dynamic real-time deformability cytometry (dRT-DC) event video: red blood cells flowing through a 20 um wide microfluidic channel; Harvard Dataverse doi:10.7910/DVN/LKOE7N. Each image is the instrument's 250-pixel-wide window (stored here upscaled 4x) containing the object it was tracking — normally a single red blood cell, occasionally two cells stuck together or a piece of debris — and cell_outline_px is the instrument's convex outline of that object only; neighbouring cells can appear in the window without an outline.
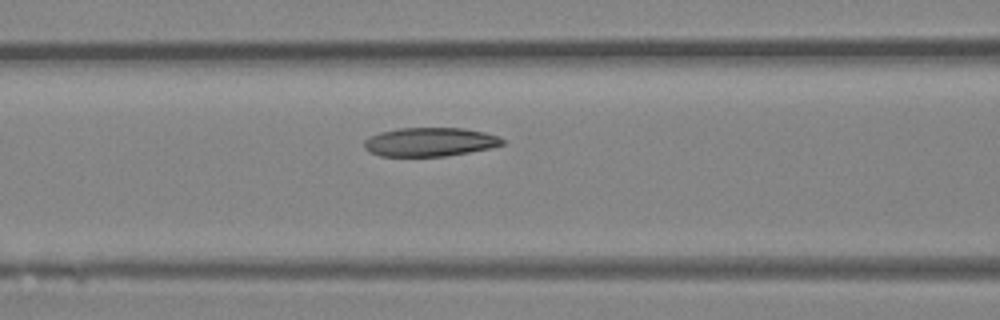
{"species": "Egyptian fruit bat (a non-hibernating species)", "species_latin": "Rousettus aegyptiacus", "temperature_condition": "room temperature", "stored_images_in_passage": 4, "camera_frame_rate_fps": 3000, "um_per_image_px": 0.085, "animal": {"sex": "female"}, "frame": {"image": 1, "passage_image": 4, "time_ms": 1.0, "image_size_px": [1000, 320], "cell_outline_px": [[504, 144], [488, 148], [468, 152], [444, 156], [380, 156], [364, 148], [364, 140], [380, 132], [396, 128], [464, 128], [484, 132], [496, 136], [504, 140]], "centroid_in_image_um": [36.52, 12.06], "position_along_channel_um": 130.1, "area_um2": 22.95}}